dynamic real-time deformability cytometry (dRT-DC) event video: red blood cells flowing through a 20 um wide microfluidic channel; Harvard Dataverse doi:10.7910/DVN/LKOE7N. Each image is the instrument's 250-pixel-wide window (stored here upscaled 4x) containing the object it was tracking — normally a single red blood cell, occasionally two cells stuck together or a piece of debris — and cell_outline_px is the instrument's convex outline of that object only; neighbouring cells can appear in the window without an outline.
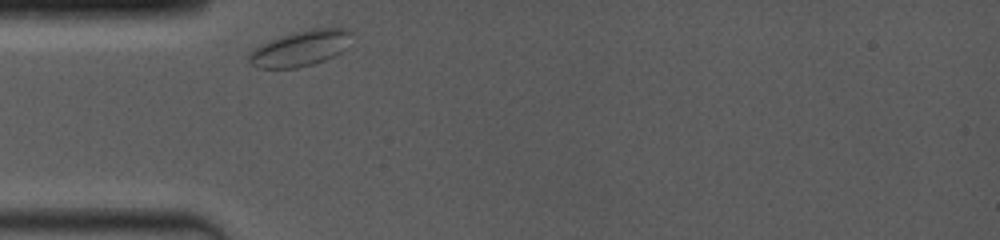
{"species": "common noctule bat (a hibernating species)", "species_latin": "Nyctalus noctula", "temperature_condition": "room temperature", "stored_images_in_passage": 1, "camera_frame_rate_fps": 4000, "um_per_image_px": 0.085, "animal": {"sex": "female", "body_mass_g": 19.0, "forearm_length_mm": 53.3}, "frame": {"image": 1, "passage_image": 1, "time_ms": 0.0, "image_size_px": [1000, 240], "cell_outline_px": [[352, 32], [348, 48], [324, 60], [312, 64], [296, 68], [256, 68], [248, 60], [248, 56], [252, 48], [272, 40], [296, 32], [312, 28], [348, 28]], "centroid_in_image_um": [25.56, 4.11], "position_along_channel_um": 59.4, "area_um2": 21.15}}